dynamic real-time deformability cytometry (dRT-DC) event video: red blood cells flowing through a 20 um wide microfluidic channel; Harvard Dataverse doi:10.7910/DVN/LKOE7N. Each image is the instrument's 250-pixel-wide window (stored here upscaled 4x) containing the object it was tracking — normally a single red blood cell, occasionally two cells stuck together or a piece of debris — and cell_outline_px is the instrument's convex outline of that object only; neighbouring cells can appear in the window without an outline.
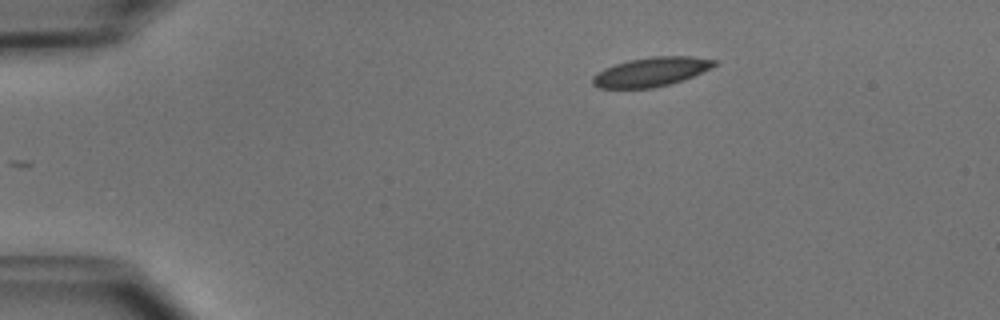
{"species": "common noctule bat (a hibernating species)", "species_latin": "Nyctalus noctula", "temperature_condition": "cold", "stored_images_in_passage": 43, "camera_frame_rate_fps": 3000, "um_per_image_px": 0.085, "animal": {"sex": "male", "body_mass_g": 15.6}, "frame": {"image": 1, "passage_image": 1, "time_ms": 0.0, "image_size_px": [1000, 320], "cell_outline_px": [[716, 64], [712, 68], [692, 76], [668, 84], [652, 88], [600, 88], [592, 84], [592, 76], [596, 72], [604, 68], [628, 60], [652, 56], [692, 56], [716, 60]], "centroid_in_image_um": [55.31, 6.1], "position_along_channel_um": 29.7, "area_um2": 20.58}}
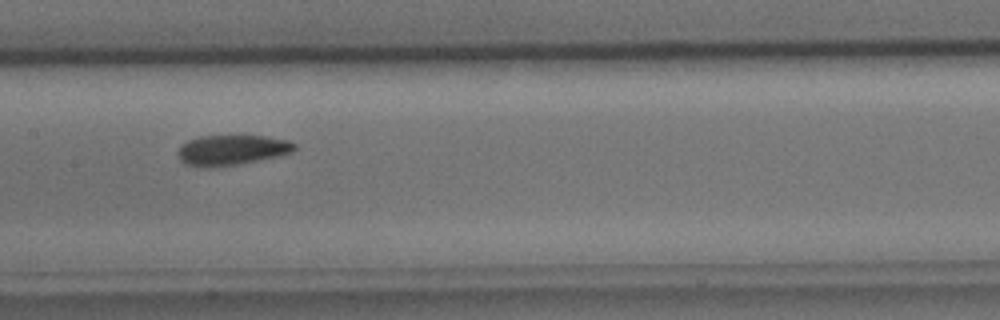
{"frame": {"image": 2, "passage_image": 18, "time_ms": 5.667, "image_size_px": [1000, 320], "cell_outline_px": [[296, 148], [292, 152], [280, 156], [236, 164], [208, 168], [204, 168], [188, 164], [180, 160], [176, 156], [176, 152], [188, 140], [200, 136], [268, 136], [288, 140], [296, 144]], "centroid_in_image_um": [19.71, 12.75], "position_along_channel_um": 187.7, "area_um2": 20.52}}
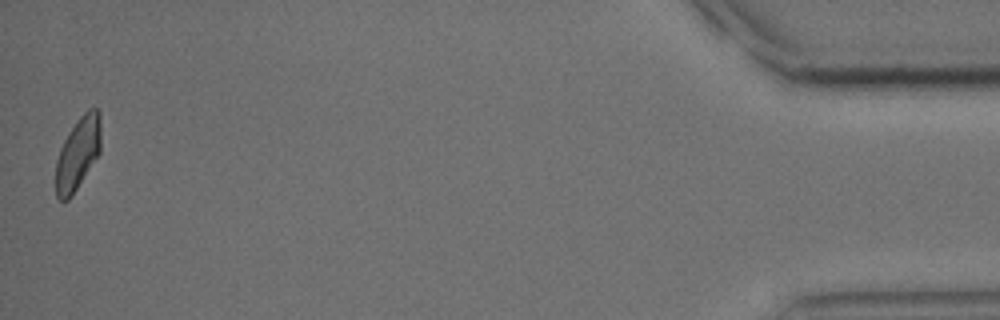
{"frame": {"image": 3, "passage_image": 43, "time_ms": 14.0, "image_size_px": [1000, 320], "cell_outline_px": [[100, 152], [72, 196], [68, 200], [60, 200], [56, 196], [56, 160], [60, 148], [68, 132], [80, 116], [88, 108], [96, 108], [100, 112]], "centroid_in_image_um": [6.62, 13.03], "position_along_channel_um": 428.6, "area_um2": 19.02}, "authors_computed_cell_mechanics": {"area_um2": 20.519, "velocity_mm_per_s": 3.8958, "shape_relaxation_time_tau1_ms": 3.426, "shape_relaxation_time_tau2_ms": 2.6747, "deformation_change_tau1": 0.1114, "deformation_change_tau2": 0.0778}}